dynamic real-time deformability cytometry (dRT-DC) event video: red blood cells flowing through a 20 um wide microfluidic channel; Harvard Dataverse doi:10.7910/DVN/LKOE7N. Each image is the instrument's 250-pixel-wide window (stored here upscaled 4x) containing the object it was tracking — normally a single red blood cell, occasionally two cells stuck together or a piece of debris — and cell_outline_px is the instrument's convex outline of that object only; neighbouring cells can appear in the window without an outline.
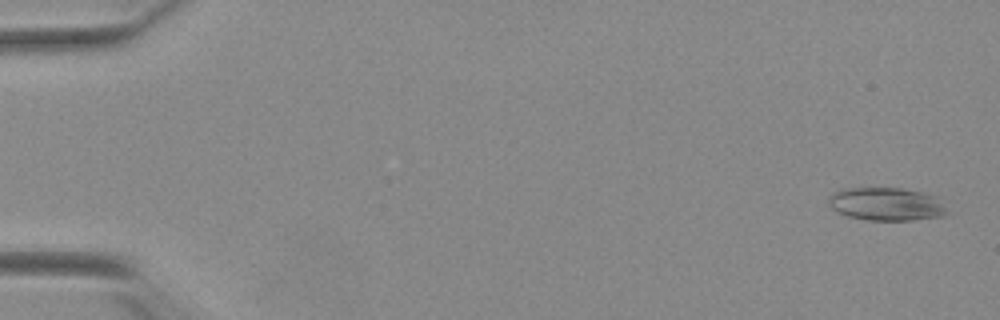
{"species": "Egyptian fruit bat (a non-hibernating species)", "species_latin": "Rousettus aegyptiacus", "temperature_condition": "warm", "stored_images_in_passage": 10, "camera_frame_rate_fps": 3000, "um_per_image_px": 0.085, "animal": {"sex": "female"}, "frame": {"image": 1, "passage_image": 2, "time_ms": 0.333, "image_size_px": [1000, 320], "cell_outline_px": [[948, 212], [944, 216], [912, 220], [868, 220], [848, 216], [832, 208], [828, 204], [828, 196], [832, 192], [840, 188], [904, 188], [924, 192], [936, 196]], "centroid_in_image_um": [75.32, 17.33], "position_along_channel_um": 9.7, "area_um2": 23.0}}